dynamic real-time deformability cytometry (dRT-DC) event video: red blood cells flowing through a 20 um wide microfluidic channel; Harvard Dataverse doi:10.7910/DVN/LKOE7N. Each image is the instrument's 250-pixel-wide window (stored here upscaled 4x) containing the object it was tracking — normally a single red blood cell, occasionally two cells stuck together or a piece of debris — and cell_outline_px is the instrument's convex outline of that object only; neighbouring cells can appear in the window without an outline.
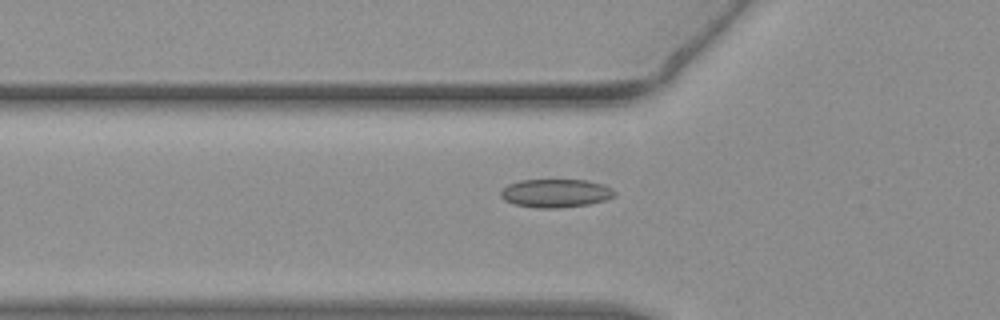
{"species": "common noctule bat (a hibernating species)", "species_latin": "Nyctalus noctula", "temperature_condition": "warm", "stored_images_in_passage": 33, "camera_frame_rate_fps": 3000, "um_per_image_px": 0.085, "animal": {"sex": "female", "body_mass_g": 19.3, "forearm_length_mm": 54.1}, "frame": {"image": 1, "passage_image": 3, "time_ms": 0.667, "image_size_px": [1000, 320], "cell_outline_px": [[616, 196], [604, 200], [588, 204], [560, 208], [536, 208], [512, 204], [504, 200], [500, 196], [500, 192], [508, 184], [520, 180], [588, 180], [604, 184], [612, 188], [616, 192]], "centroid_in_image_um": [47.23, 16.42], "position_along_channel_um": 78.6, "area_um2": 19.02}}
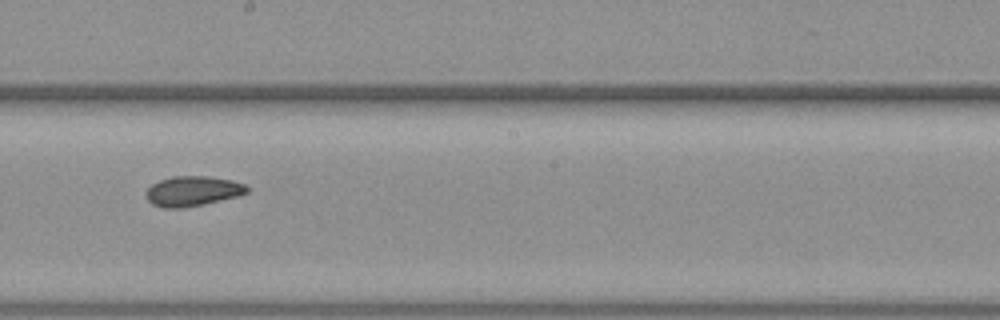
{"frame": {"image": 2, "passage_image": 15, "time_ms": 4.667, "image_size_px": [1000, 320], "cell_outline_px": [[248, 192], [236, 196], [204, 204], [184, 208], [164, 208], [152, 204], [148, 200], [144, 192], [152, 184], [160, 180], [172, 176], [208, 176], [232, 180], [244, 184], [248, 188]], "centroid_in_image_um": [16.34, 16.24], "position_along_channel_um": 231.9, "area_um2": 17.63}}
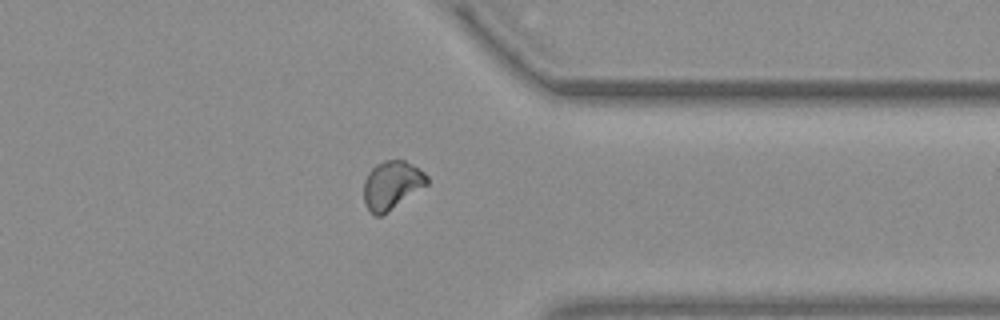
{"frame": {"image": 3, "passage_image": 27, "time_ms": 8.667, "image_size_px": [1000, 320], "cell_outline_px": [[428, 184], [388, 212], [380, 216], [376, 216], [364, 204], [364, 180], [368, 172], [376, 164], [384, 160], [404, 160], [412, 164], [424, 172], [428, 176]], "centroid_in_image_um": [33.3, 15.72], "position_along_channel_um": 378.1, "area_um2": 17.8}, "authors_computed_cell_mechanics": {"area_um2": 17.629, "velocity_mm_per_s": 3.8148, "shape_relaxation_time_tau1_ms": 4.7915, "shape_relaxation_time_tau2_ms": null, "deformation_change_tau1": 0.0853, "deformation_change_tau2": null}}